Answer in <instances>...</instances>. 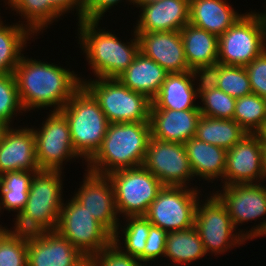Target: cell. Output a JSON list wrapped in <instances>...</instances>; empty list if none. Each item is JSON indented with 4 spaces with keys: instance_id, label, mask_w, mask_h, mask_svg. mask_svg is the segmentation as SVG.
I'll use <instances>...</instances> for the list:
<instances>
[{
    "instance_id": "cell-4",
    "label": "cell",
    "mask_w": 266,
    "mask_h": 266,
    "mask_svg": "<svg viewBox=\"0 0 266 266\" xmlns=\"http://www.w3.org/2000/svg\"><path fill=\"white\" fill-rule=\"evenodd\" d=\"M62 171L41 170L32 177L24 210L14 218L13 231H55L64 200Z\"/></svg>"
},
{
    "instance_id": "cell-15",
    "label": "cell",
    "mask_w": 266,
    "mask_h": 266,
    "mask_svg": "<svg viewBox=\"0 0 266 266\" xmlns=\"http://www.w3.org/2000/svg\"><path fill=\"white\" fill-rule=\"evenodd\" d=\"M264 183L262 144L256 134H246L226 153L223 185Z\"/></svg>"
},
{
    "instance_id": "cell-17",
    "label": "cell",
    "mask_w": 266,
    "mask_h": 266,
    "mask_svg": "<svg viewBox=\"0 0 266 266\" xmlns=\"http://www.w3.org/2000/svg\"><path fill=\"white\" fill-rule=\"evenodd\" d=\"M214 194L226 206L234 227L266 215V186L261 183L222 185ZM220 192V193H219Z\"/></svg>"
},
{
    "instance_id": "cell-3",
    "label": "cell",
    "mask_w": 266,
    "mask_h": 266,
    "mask_svg": "<svg viewBox=\"0 0 266 266\" xmlns=\"http://www.w3.org/2000/svg\"><path fill=\"white\" fill-rule=\"evenodd\" d=\"M78 23V44L86 54L96 78H117L139 53L135 31L134 38L125 43L112 32L99 29V20L82 19Z\"/></svg>"
},
{
    "instance_id": "cell-43",
    "label": "cell",
    "mask_w": 266,
    "mask_h": 266,
    "mask_svg": "<svg viewBox=\"0 0 266 266\" xmlns=\"http://www.w3.org/2000/svg\"><path fill=\"white\" fill-rule=\"evenodd\" d=\"M52 6L61 14L64 15L69 10L76 9L78 20L84 19L85 0H52Z\"/></svg>"
},
{
    "instance_id": "cell-19",
    "label": "cell",
    "mask_w": 266,
    "mask_h": 266,
    "mask_svg": "<svg viewBox=\"0 0 266 266\" xmlns=\"http://www.w3.org/2000/svg\"><path fill=\"white\" fill-rule=\"evenodd\" d=\"M21 128L11 127L0 143V175L12 171H41L36 161L33 127Z\"/></svg>"
},
{
    "instance_id": "cell-44",
    "label": "cell",
    "mask_w": 266,
    "mask_h": 266,
    "mask_svg": "<svg viewBox=\"0 0 266 266\" xmlns=\"http://www.w3.org/2000/svg\"><path fill=\"white\" fill-rule=\"evenodd\" d=\"M255 134L258 136L262 146H266V122L260 127V129Z\"/></svg>"
},
{
    "instance_id": "cell-38",
    "label": "cell",
    "mask_w": 266,
    "mask_h": 266,
    "mask_svg": "<svg viewBox=\"0 0 266 266\" xmlns=\"http://www.w3.org/2000/svg\"><path fill=\"white\" fill-rule=\"evenodd\" d=\"M94 266H138L141 262L122 252L113 242L92 256Z\"/></svg>"
},
{
    "instance_id": "cell-7",
    "label": "cell",
    "mask_w": 266,
    "mask_h": 266,
    "mask_svg": "<svg viewBox=\"0 0 266 266\" xmlns=\"http://www.w3.org/2000/svg\"><path fill=\"white\" fill-rule=\"evenodd\" d=\"M266 49V10L244 13L218 37V63L245 67Z\"/></svg>"
},
{
    "instance_id": "cell-12",
    "label": "cell",
    "mask_w": 266,
    "mask_h": 266,
    "mask_svg": "<svg viewBox=\"0 0 266 266\" xmlns=\"http://www.w3.org/2000/svg\"><path fill=\"white\" fill-rule=\"evenodd\" d=\"M39 129L33 128L40 170L62 171L63 162L79 156L72 145L69 125L61 111H52Z\"/></svg>"
},
{
    "instance_id": "cell-5",
    "label": "cell",
    "mask_w": 266,
    "mask_h": 266,
    "mask_svg": "<svg viewBox=\"0 0 266 266\" xmlns=\"http://www.w3.org/2000/svg\"><path fill=\"white\" fill-rule=\"evenodd\" d=\"M60 111L67 119L74 151L88 162L99 150L109 121L98 101L83 85Z\"/></svg>"
},
{
    "instance_id": "cell-26",
    "label": "cell",
    "mask_w": 266,
    "mask_h": 266,
    "mask_svg": "<svg viewBox=\"0 0 266 266\" xmlns=\"http://www.w3.org/2000/svg\"><path fill=\"white\" fill-rule=\"evenodd\" d=\"M184 52L190 70L218 63V36L187 24L181 30Z\"/></svg>"
},
{
    "instance_id": "cell-34",
    "label": "cell",
    "mask_w": 266,
    "mask_h": 266,
    "mask_svg": "<svg viewBox=\"0 0 266 266\" xmlns=\"http://www.w3.org/2000/svg\"><path fill=\"white\" fill-rule=\"evenodd\" d=\"M0 266H27V233L0 225Z\"/></svg>"
},
{
    "instance_id": "cell-45",
    "label": "cell",
    "mask_w": 266,
    "mask_h": 266,
    "mask_svg": "<svg viewBox=\"0 0 266 266\" xmlns=\"http://www.w3.org/2000/svg\"><path fill=\"white\" fill-rule=\"evenodd\" d=\"M73 266H94L92 256L84 255L76 264Z\"/></svg>"
},
{
    "instance_id": "cell-28",
    "label": "cell",
    "mask_w": 266,
    "mask_h": 266,
    "mask_svg": "<svg viewBox=\"0 0 266 266\" xmlns=\"http://www.w3.org/2000/svg\"><path fill=\"white\" fill-rule=\"evenodd\" d=\"M18 22L8 26L0 20V74L14 72L23 56L21 52L27 46V40L35 36L25 24Z\"/></svg>"
},
{
    "instance_id": "cell-18",
    "label": "cell",
    "mask_w": 266,
    "mask_h": 266,
    "mask_svg": "<svg viewBox=\"0 0 266 266\" xmlns=\"http://www.w3.org/2000/svg\"><path fill=\"white\" fill-rule=\"evenodd\" d=\"M139 52L154 60L168 73L189 71L180 31L135 32Z\"/></svg>"
},
{
    "instance_id": "cell-32",
    "label": "cell",
    "mask_w": 266,
    "mask_h": 266,
    "mask_svg": "<svg viewBox=\"0 0 266 266\" xmlns=\"http://www.w3.org/2000/svg\"><path fill=\"white\" fill-rule=\"evenodd\" d=\"M125 227H123L124 236L122 243L119 240V233L113 235V243L125 254L137 258L140 262H144V248L149 235L151 223L144 216H127ZM123 248V249H122ZM125 248V249H124ZM125 250V251H124Z\"/></svg>"
},
{
    "instance_id": "cell-14",
    "label": "cell",
    "mask_w": 266,
    "mask_h": 266,
    "mask_svg": "<svg viewBox=\"0 0 266 266\" xmlns=\"http://www.w3.org/2000/svg\"><path fill=\"white\" fill-rule=\"evenodd\" d=\"M83 184L73 198L89 214L93 215L112 235L120 234V219L115 205L114 189L107 175H98L88 170ZM118 222V223H117Z\"/></svg>"
},
{
    "instance_id": "cell-2",
    "label": "cell",
    "mask_w": 266,
    "mask_h": 266,
    "mask_svg": "<svg viewBox=\"0 0 266 266\" xmlns=\"http://www.w3.org/2000/svg\"><path fill=\"white\" fill-rule=\"evenodd\" d=\"M150 138V122L110 123L99 150L87 162V170L108 175L142 166Z\"/></svg>"
},
{
    "instance_id": "cell-47",
    "label": "cell",
    "mask_w": 266,
    "mask_h": 266,
    "mask_svg": "<svg viewBox=\"0 0 266 266\" xmlns=\"http://www.w3.org/2000/svg\"><path fill=\"white\" fill-rule=\"evenodd\" d=\"M262 164L264 177L266 178V146H262Z\"/></svg>"
},
{
    "instance_id": "cell-11",
    "label": "cell",
    "mask_w": 266,
    "mask_h": 266,
    "mask_svg": "<svg viewBox=\"0 0 266 266\" xmlns=\"http://www.w3.org/2000/svg\"><path fill=\"white\" fill-rule=\"evenodd\" d=\"M200 192L192 187L163 186L144 217L167 233L189 229L194 226Z\"/></svg>"
},
{
    "instance_id": "cell-40",
    "label": "cell",
    "mask_w": 266,
    "mask_h": 266,
    "mask_svg": "<svg viewBox=\"0 0 266 266\" xmlns=\"http://www.w3.org/2000/svg\"><path fill=\"white\" fill-rule=\"evenodd\" d=\"M194 81L199 80L196 87L197 97H201L204 93L210 92L217 88L220 79V63L196 67L191 70ZM197 76V77H196ZM200 77V78H199ZM198 78V79H197Z\"/></svg>"
},
{
    "instance_id": "cell-33",
    "label": "cell",
    "mask_w": 266,
    "mask_h": 266,
    "mask_svg": "<svg viewBox=\"0 0 266 266\" xmlns=\"http://www.w3.org/2000/svg\"><path fill=\"white\" fill-rule=\"evenodd\" d=\"M233 119L248 134H255L266 122V99L253 93L237 98Z\"/></svg>"
},
{
    "instance_id": "cell-1",
    "label": "cell",
    "mask_w": 266,
    "mask_h": 266,
    "mask_svg": "<svg viewBox=\"0 0 266 266\" xmlns=\"http://www.w3.org/2000/svg\"><path fill=\"white\" fill-rule=\"evenodd\" d=\"M13 74L24 112L45 107L60 111L82 85L74 71L24 55Z\"/></svg>"
},
{
    "instance_id": "cell-39",
    "label": "cell",
    "mask_w": 266,
    "mask_h": 266,
    "mask_svg": "<svg viewBox=\"0 0 266 266\" xmlns=\"http://www.w3.org/2000/svg\"><path fill=\"white\" fill-rule=\"evenodd\" d=\"M252 93L266 99V49L245 66Z\"/></svg>"
},
{
    "instance_id": "cell-10",
    "label": "cell",
    "mask_w": 266,
    "mask_h": 266,
    "mask_svg": "<svg viewBox=\"0 0 266 266\" xmlns=\"http://www.w3.org/2000/svg\"><path fill=\"white\" fill-rule=\"evenodd\" d=\"M201 202L203 204H201ZM194 226L199 233L206 253L223 254L231 247L241 245L247 240L245 231L235 232L232 219L226 206L212 193L204 201H198Z\"/></svg>"
},
{
    "instance_id": "cell-37",
    "label": "cell",
    "mask_w": 266,
    "mask_h": 266,
    "mask_svg": "<svg viewBox=\"0 0 266 266\" xmlns=\"http://www.w3.org/2000/svg\"><path fill=\"white\" fill-rule=\"evenodd\" d=\"M13 73L0 74V120L11 125L18 112L23 114ZM14 116V117H13Z\"/></svg>"
},
{
    "instance_id": "cell-46",
    "label": "cell",
    "mask_w": 266,
    "mask_h": 266,
    "mask_svg": "<svg viewBox=\"0 0 266 266\" xmlns=\"http://www.w3.org/2000/svg\"><path fill=\"white\" fill-rule=\"evenodd\" d=\"M10 126L11 125L8 122L0 120V143L5 137V134L7 133V131L11 128Z\"/></svg>"
},
{
    "instance_id": "cell-13",
    "label": "cell",
    "mask_w": 266,
    "mask_h": 266,
    "mask_svg": "<svg viewBox=\"0 0 266 266\" xmlns=\"http://www.w3.org/2000/svg\"><path fill=\"white\" fill-rule=\"evenodd\" d=\"M164 186L188 187L194 178L184 144L150 138L142 165Z\"/></svg>"
},
{
    "instance_id": "cell-31",
    "label": "cell",
    "mask_w": 266,
    "mask_h": 266,
    "mask_svg": "<svg viewBox=\"0 0 266 266\" xmlns=\"http://www.w3.org/2000/svg\"><path fill=\"white\" fill-rule=\"evenodd\" d=\"M12 11L27 21L26 27L34 34L47 29L61 14L52 6V0H5Z\"/></svg>"
},
{
    "instance_id": "cell-24",
    "label": "cell",
    "mask_w": 266,
    "mask_h": 266,
    "mask_svg": "<svg viewBox=\"0 0 266 266\" xmlns=\"http://www.w3.org/2000/svg\"><path fill=\"white\" fill-rule=\"evenodd\" d=\"M168 72L154 60L139 52L128 68L117 77L126 87L153 100L160 91Z\"/></svg>"
},
{
    "instance_id": "cell-35",
    "label": "cell",
    "mask_w": 266,
    "mask_h": 266,
    "mask_svg": "<svg viewBox=\"0 0 266 266\" xmlns=\"http://www.w3.org/2000/svg\"><path fill=\"white\" fill-rule=\"evenodd\" d=\"M217 88L235 99L252 94L249 76L243 66H227L220 63Z\"/></svg>"
},
{
    "instance_id": "cell-20",
    "label": "cell",
    "mask_w": 266,
    "mask_h": 266,
    "mask_svg": "<svg viewBox=\"0 0 266 266\" xmlns=\"http://www.w3.org/2000/svg\"><path fill=\"white\" fill-rule=\"evenodd\" d=\"M140 7L135 32L180 31L189 24L190 0H159Z\"/></svg>"
},
{
    "instance_id": "cell-21",
    "label": "cell",
    "mask_w": 266,
    "mask_h": 266,
    "mask_svg": "<svg viewBox=\"0 0 266 266\" xmlns=\"http://www.w3.org/2000/svg\"><path fill=\"white\" fill-rule=\"evenodd\" d=\"M200 116L199 109H151V138L184 144L195 137Z\"/></svg>"
},
{
    "instance_id": "cell-27",
    "label": "cell",
    "mask_w": 266,
    "mask_h": 266,
    "mask_svg": "<svg viewBox=\"0 0 266 266\" xmlns=\"http://www.w3.org/2000/svg\"><path fill=\"white\" fill-rule=\"evenodd\" d=\"M248 134L234 119H218L201 115L195 138L226 150Z\"/></svg>"
},
{
    "instance_id": "cell-25",
    "label": "cell",
    "mask_w": 266,
    "mask_h": 266,
    "mask_svg": "<svg viewBox=\"0 0 266 266\" xmlns=\"http://www.w3.org/2000/svg\"><path fill=\"white\" fill-rule=\"evenodd\" d=\"M194 177L210 182L220 177L224 181L227 150L193 137L184 143Z\"/></svg>"
},
{
    "instance_id": "cell-30",
    "label": "cell",
    "mask_w": 266,
    "mask_h": 266,
    "mask_svg": "<svg viewBox=\"0 0 266 266\" xmlns=\"http://www.w3.org/2000/svg\"><path fill=\"white\" fill-rule=\"evenodd\" d=\"M37 172L12 171L0 175V210L16 211L17 215L24 210L32 177ZM1 212V211H0Z\"/></svg>"
},
{
    "instance_id": "cell-36",
    "label": "cell",
    "mask_w": 266,
    "mask_h": 266,
    "mask_svg": "<svg viewBox=\"0 0 266 266\" xmlns=\"http://www.w3.org/2000/svg\"><path fill=\"white\" fill-rule=\"evenodd\" d=\"M200 99L203 102V106L199 105L201 115L218 119H233L236 104L234 97L215 88L204 93Z\"/></svg>"
},
{
    "instance_id": "cell-42",
    "label": "cell",
    "mask_w": 266,
    "mask_h": 266,
    "mask_svg": "<svg viewBox=\"0 0 266 266\" xmlns=\"http://www.w3.org/2000/svg\"><path fill=\"white\" fill-rule=\"evenodd\" d=\"M122 0H85L84 19L101 20L107 11ZM131 4L134 0H128Z\"/></svg>"
},
{
    "instance_id": "cell-9",
    "label": "cell",
    "mask_w": 266,
    "mask_h": 266,
    "mask_svg": "<svg viewBox=\"0 0 266 266\" xmlns=\"http://www.w3.org/2000/svg\"><path fill=\"white\" fill-rule=\"evenodd\" d=\"M83 255L93 256L113 242V235L73 197L62 205L56 230Z\"/></svg>"
},
{
    "instance_id": "cell-29",
    "label": "cell",
    "mask_w": 266,
    "mask_h": 266,
    "mask_svg": "<svg viewBox=\"0 0 266 266\" xmlns=\"http://www.w3.org/2000/svg\"><path fill=\"white\" fill-rule=\"evenodd\" d=\"M206 254L195 226L167 233L164 257L172 260L173 266H180L182 263L183 266L184 264L190 265L191 262L205 257Z\"/></svg>"
},
{
    "instance_id": "cell-48",
    "label": "cell",
    "mask_w": 266,
    "mask_h": 266,
    "mask_svg": "<svg viewBox=\"0 0 266 266\" xmlns=\"http://www.w3.org/2000/svg\"><path fill=\"white\" fill-rule=\"evenodd\" d=\"M159 0H134L133 5L135 4L136 7H139L140 5H145V4H151V3H155Z\"/></svg>"
},
{
    "instance_id": "cell-16",
    "label": "cell",
    "mask_w": 266,
    "mask_h": 266,
    "mask_svg": "<svg viewBox=\"0 0 266 266\" xmlns=\"http://www.w3.org/2000/svg\"><path fill=\"white\" fill-rule=\"evenodd\" d=\"M83 256L57 231L27 234V266H73Z\"/></svg>"
},
{
    "instance_id": "cell-8",
    "label": "cell",
    "mask_w": 266,
    "mask_h": 266,
    "mask_svg": "<svg viewBox=\"0 0 266 266\" xmlns=\"http://www.w3.org/2000/svg\"><path fill=\"white\" fill-rule=\"evenodd\" d=\"M114 189L119 216H144L163 184L143 166L120 169L107 175Z\"/></svg>"
},
{
    "instance_id": "cell-22",
    "label": "cell",
    "mask_w": 266,
    "mask_h": 266,
    "mask_svg": "<svg viewBox=\"0 0 266 266\" xmlns=\"http://www.w3.org/2000/svg\"><path fill=\"white\" fill-rule=\"evenodd\" d=\"M242 15L237 13L226 0H190L189 24L218 37Z\"/></svg>"
},
{
    "instance_id": "cell-23",
    "label": "cell",
    "mask_w": 266,
    "mask_h": 266,
    "mask_svg": "<svg viewBox=\"0 0 266 266\" xmlns=\"http://www.w3.org/2000/svg\"><path fill=\"white\" fill-rule=\"evenodd\" d=\"M191 70L168 73L160 91L152 100L151 109L187 110L199 109L195 103L196 89Z\"/></svg>"
},
{
    "instance_id": "cell-6",
    "label": "cell",
    "mask_w": 266,
    "mask_h": 266,
    "mask_svg": "<svg viewBox=\"0 0 266 266\" xmlns=\"http://www.w3.org/2000/svg\"><path fill=\"white\" fill-rule=\"evenodd\" d=\"M82 85L98 101L109 123L150 122L152 100L134 92L117 78H80Z\"/></svg>"
},
{
    "instance_id": "cell-49",
    "label": "cell",
    "mask_w": 266,
    "mask_h": 266,
    "mask_svg": "<svg viewBox=\"0 0 266 266\" xmlns=\"http://www.w3.org/2000/svg\"><path fill=\"white\" fill-rule=\"evenodd\" d=\"M144 264H145V263H142V264L140 263L138 266H145V265L147 266V264H145V265H144ZM149 266H150V265H149Z\"/></svg>"
},
{
    "instance_id": "cell-41",
    "label": "cell",
    "mask_w": 266,
    "mask_h": 266,
    "mask_svg": "<svg viewBox=\"0 0 266 266\" xmlns=\"http://www.w3.org/2000/svg\"><path fill=\"white\" fill-rule=\"evenodd\" d=\"M166 237L167 232L165 230L158 226L150 225L149 235L144 248V263L155 261L160 256L164 257Z\"/></svg>"
}]
</instances>
